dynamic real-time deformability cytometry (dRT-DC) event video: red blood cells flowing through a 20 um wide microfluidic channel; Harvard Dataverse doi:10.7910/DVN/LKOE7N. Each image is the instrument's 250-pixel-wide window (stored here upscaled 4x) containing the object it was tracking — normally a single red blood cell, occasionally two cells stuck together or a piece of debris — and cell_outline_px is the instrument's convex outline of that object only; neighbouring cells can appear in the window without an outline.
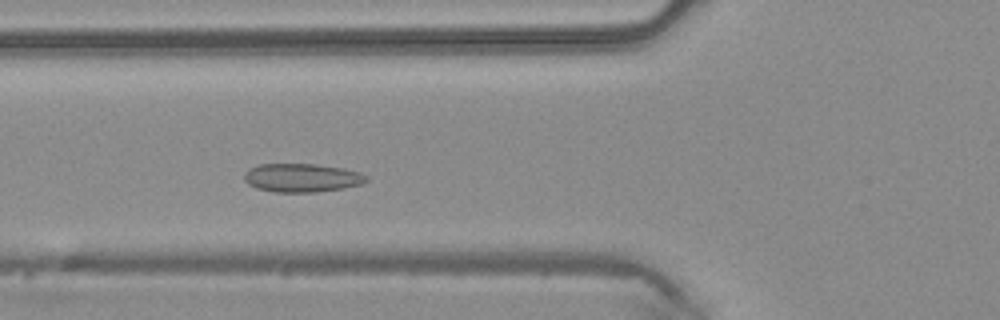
{"species": "common noctule bat (a hibernating species)", "species_latin": "Nyctalus noctula", "temperature_condition": "warm", "stored_images_in_passage": 38, "camera_frame_rate_fps": 3000, "um_per_image_px": 0.085, "animal": {"sex": "male", "body_mass_g": 20.4}, "frame": {"image": 1, "passage_image": 11, "time_ms": 3.333, "image_size_px": [1000, 320], "cell_outline_px": [[368, 180], [360, 184], [344, 188], [316, 192], [272, 192], [256, 188], [248, 184], [244, 180], [244, 172], [248, 168], [260, 164], [316, 164], [344, 168], [360, 172], [368, 176]], "centroid_in_image_um": [25.64, 15.11], "position_along_channel_um": 100.2, "area_um2": 20.52}}
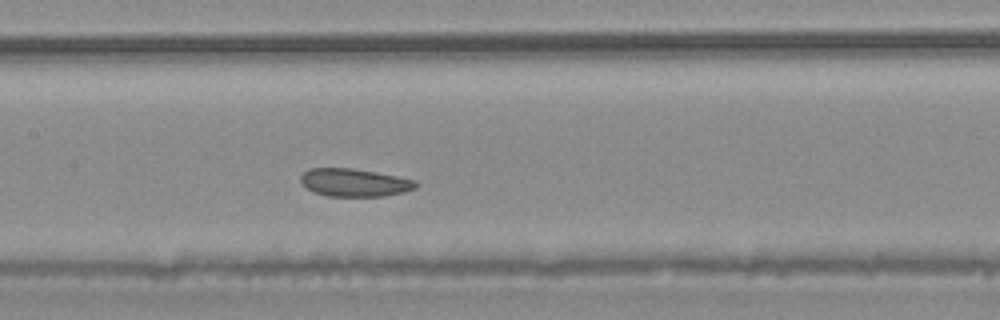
{"frame": {"image": 2, "passage_image": 16, "time_ms": 5.0, "image_size_px": [1000, 320], "cell_outline_px": [[420, 184], [416, 188], [404, 192], [384, 196], [328, 196], [312, 192], [300, 180], [300, 176], [308, 168], [352, 168], [376, 172], [416, 180]], "centroid_in_image_um": [30.15, 15.52], "position_along_channel_um": 177.3, "area_um2": 18.79}}
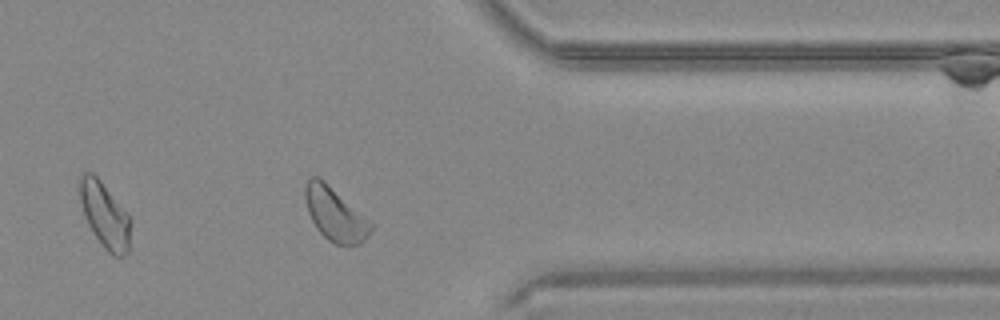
{"frame": {"image": 3, "passage_image": 30, "time_ms": 9.667, "image_size_px": [1000, 320], "cell_outline_px": [[372, 228], [368, 236], [360, 244], [336, 244], [328, 240], [316, 228], [308, 212], [304, 196], [304, 188], [308, 176], [316, 176], [324, 180], [372, 224]], "centroid_in_image_um": [28.43, 18.19], "position_along_channel_um": 383.0, "area_um2": 20.0}}